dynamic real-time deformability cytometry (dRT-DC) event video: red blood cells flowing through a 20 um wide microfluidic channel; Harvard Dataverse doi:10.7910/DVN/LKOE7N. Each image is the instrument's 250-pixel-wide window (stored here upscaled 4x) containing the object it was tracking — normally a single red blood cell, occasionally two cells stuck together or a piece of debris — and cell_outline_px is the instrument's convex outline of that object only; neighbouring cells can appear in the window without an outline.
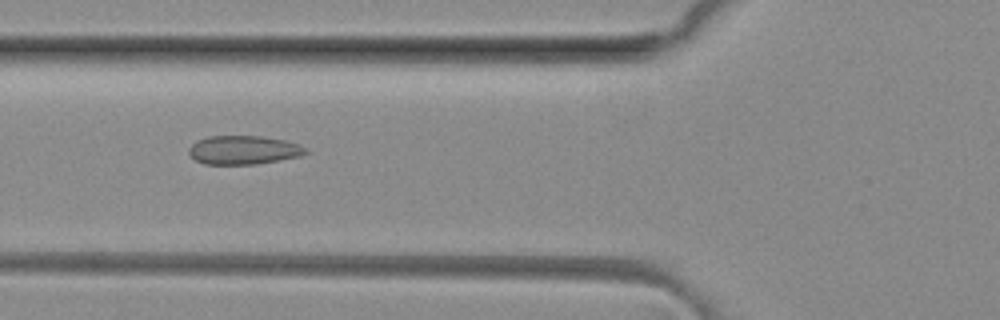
{"species": "common noctule bat (a hibernating species)", "species_latin": "Nyctalus noctula", "temperature_condition": "room temperature", "stored_images_in_passage": 10, "camera_frame_rate_fps": 3000, "um_per_image_px": 0.085, "animal": {"sex": "female", "body_mass_g": 29.2, "forearm_length_mm": 56.3}, "frame": {"image": 1, "passage_image": 6, "time_ms": 1.667, "image_size_px": [1000, 320], "cell_outline_px": [[308, 152], [300, 156], [280, 160], [256, 164], [204, 164], [188, 156], [188, 148], [196, 140], [208, 136], [260, 136], [284, 140], [300, 144], [308, 148]], "centroid_in_image_um": [20.69, 12.75], "position_along_channel_um": 105.1, "area_um2": 19.77}}
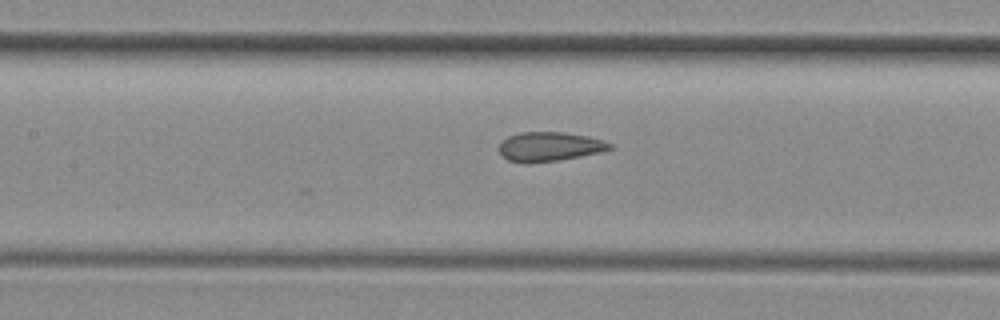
{"frame": {"image": 2, "passage_image": 10, "time_ms": 3.0, "image_size_px": [1000, 320], "cell_outline_px": [[612, 148], [600, 152], [560, 160], [532, 164], [524, 164], [508, 160], [500, 152], [500, 144], [508, 136], [520, 132], [564, 132], [588, 136], [604, 140], [612, 144]], "centroid_in_image_um": [46.71, 12.47], "position_along_channel_um": 160.7, "area_um2": 19.02}}